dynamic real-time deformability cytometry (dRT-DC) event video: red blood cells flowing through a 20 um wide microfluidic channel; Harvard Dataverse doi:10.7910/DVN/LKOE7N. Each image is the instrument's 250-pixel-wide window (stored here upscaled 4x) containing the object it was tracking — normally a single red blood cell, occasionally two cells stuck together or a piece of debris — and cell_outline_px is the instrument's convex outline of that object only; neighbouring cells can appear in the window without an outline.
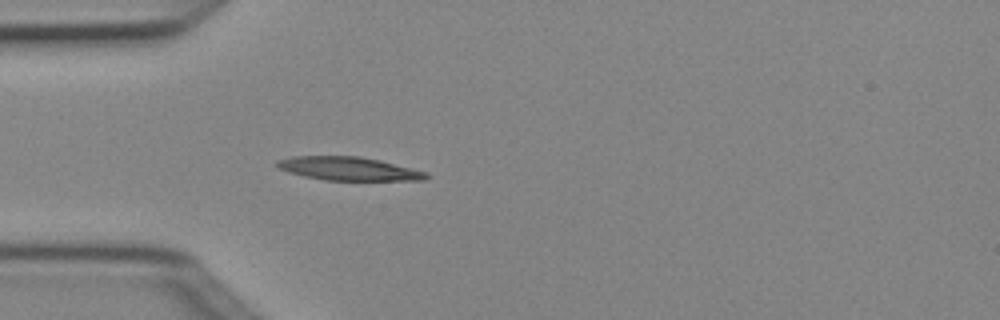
{"species": "Egyptian fruit bat (a non-hibernating species)", "species_latin": "Rousettus aegyptiacus", "temperature_condition": "cold", "stored_images_in_passage": 3, "camera_frame_rate_fps": 3000, "um_per_image_px": 0.085, "animal": {"sex": "female"}, "frame": {"image": 1, "passage_image": 3, "time_ms": 0.667, "image_size_px": [1000, 320], "cell_outline_px": [[432, 176], [424, 180], [324, 180], [304, 176], [288, 172], [280, 168], [276, 164], [276, 160], [292, 156], [360, 156], [380, 160], [428, 172]], "centroid_in_image_um": [29.66, 14.33], "position_along_channel_um": 55.3, "area_um2": 20.46}}